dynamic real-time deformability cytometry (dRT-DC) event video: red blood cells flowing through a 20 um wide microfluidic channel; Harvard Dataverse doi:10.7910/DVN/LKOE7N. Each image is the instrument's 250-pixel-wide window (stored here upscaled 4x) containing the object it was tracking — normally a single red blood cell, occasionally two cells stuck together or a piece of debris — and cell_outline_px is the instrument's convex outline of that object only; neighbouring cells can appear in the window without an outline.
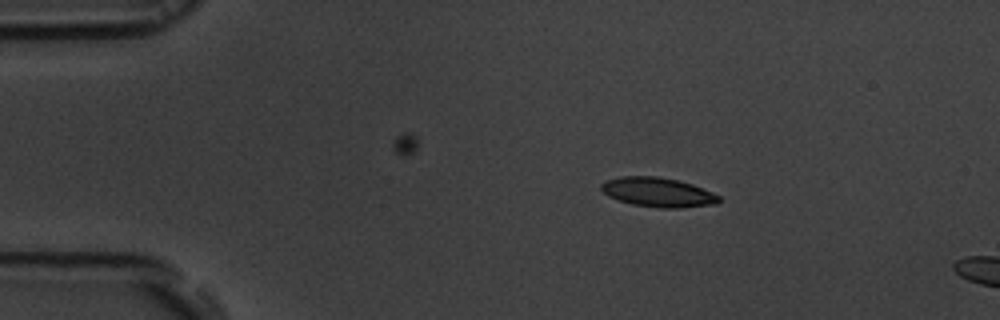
{"species": "common noctule bat (a hibernating species)", "species_latin": "Nyctalus noctula", "temperature_condition": "room temperature", "stored_images_in_passage": 5, "camera_frame_rate_fps": 3000, "um_per_image_px": 0.085, "animal": {"sex": "male", "body_mass_g": 19.5, "forearm_length_mm": 54.6}, "frame": {"image": 1, "passage_image": 1, "time_ms": 0.0, "image_size_px": [1000, 320], "cell_outline_px": [[720, 200], [716, 204], [680, 208], [660, 208], [632, 204], [608, 196], [600, 188], [600, 184], [608, 180], [620, 176], [656, 176], [676, 180], [692, 184], [712, 192], [720, 196]], "centroid_in_image_um": [55.93, 16.34], "position_along_channel_um": 29.1, "area_um2": 20.06}}